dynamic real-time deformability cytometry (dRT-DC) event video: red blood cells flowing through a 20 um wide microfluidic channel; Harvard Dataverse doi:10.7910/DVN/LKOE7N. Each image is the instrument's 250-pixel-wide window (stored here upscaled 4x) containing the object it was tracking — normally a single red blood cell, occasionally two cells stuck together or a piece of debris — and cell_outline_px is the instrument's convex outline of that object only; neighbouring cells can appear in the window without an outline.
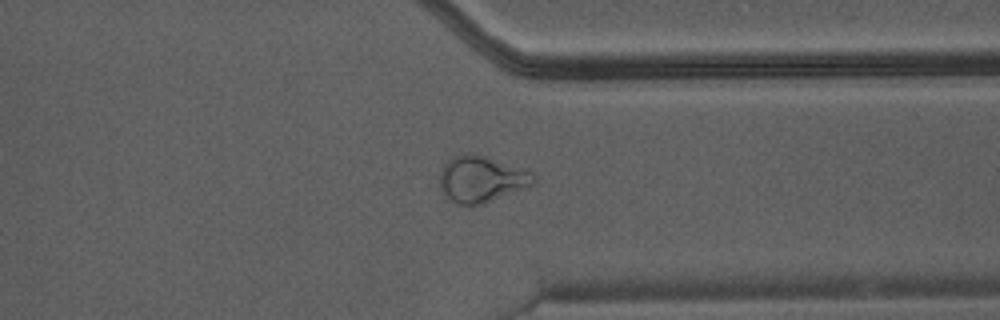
{"species": "Egyptian fruit bat (a non-hibernating species)", "species_latin": "Rousettus aegyptiacus", "temperature_condition": "warm", "stored_images_in_passage": 32, "camera_frame_rate_fps": 3000, "um_per_image_px": 0.085, "animal": {"sex": "male"}, "frame": {"image": 1, "passage_image": 28, "time_ms": 9.0, "image_size_px": [1000, 320], "cell_outline_px": [[536, 184], [472, 208], [456, 204], [440, 188], [440, 172], [444, 164], [452, 156], [468, 152], [484, 156], [532, 172], [536, 176]], "centroid_in_image_um": [40.92, 15.25], "position_along_channel_um": 370.5, "area_um2": 25.49}}